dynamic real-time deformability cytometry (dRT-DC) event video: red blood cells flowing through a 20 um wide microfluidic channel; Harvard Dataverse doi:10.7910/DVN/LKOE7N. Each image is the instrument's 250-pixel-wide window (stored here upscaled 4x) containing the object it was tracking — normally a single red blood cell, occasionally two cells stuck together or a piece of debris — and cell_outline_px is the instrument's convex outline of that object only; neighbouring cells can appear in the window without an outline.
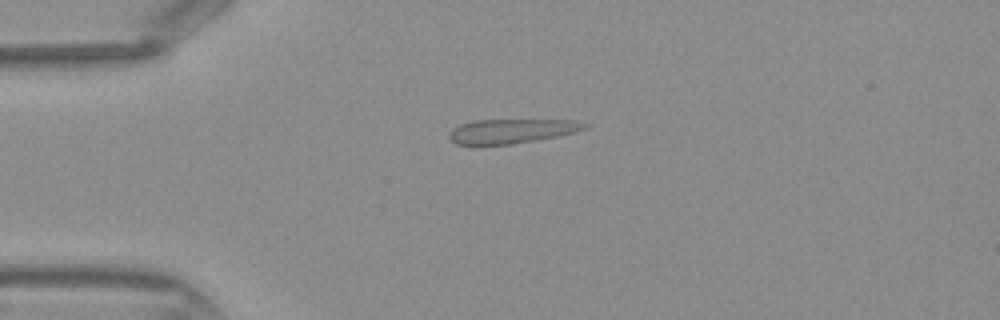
{"species": "Egyptian fruit bat (a non-hibernating species)", "species_latin": "Rousettus aegyptiacus", "temperature_condition": "warm", "stored_images_in_passage": 34, "camera_frame_rate_fps": 3000, "um_per_image_px": 0.085, "frame": {"image": 1, "passage_image": 1, "time_ms": 0.0, "image_size_px": [1000, 320], "cell_outline_px": [[588, 124], [584, 128], [576, 132], [536, 140], [512, 144], [476, 148], [456, 144], [448, 136], [452, 128], [460, 124], [476, 120], [576, 120]], "centroid_in_image_um": [43.37, 11.18], "position_along_channel_um": 41.6, "area_um2": 19.77}}
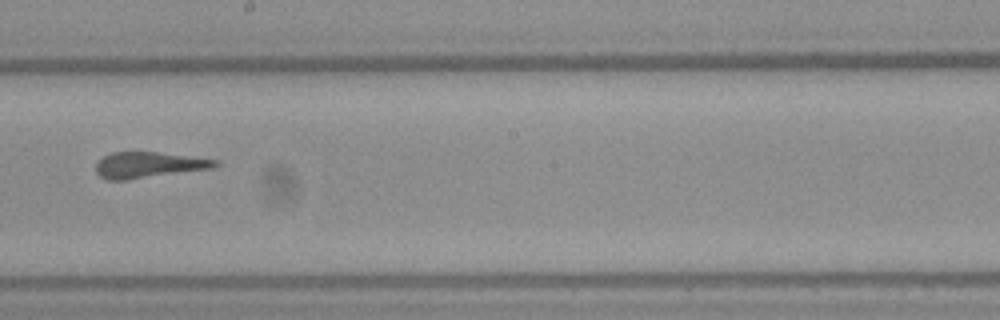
{"frame": {"image": 2, "passage_image": 15, "time_ms": 4.667, "image_size_px": [1000, 320], "cell_outline_px": [[220, 164], [212, 168], [128, 180], [108, 180], [100, 176], [96, 172], [96, 164], [104, 156], [112, 152], [156, 152], [220, 160]], "centroid_in_image_um": [12.64, 14.02], "position_along_channel_um": 235.6, "area_um2": 17.92}}
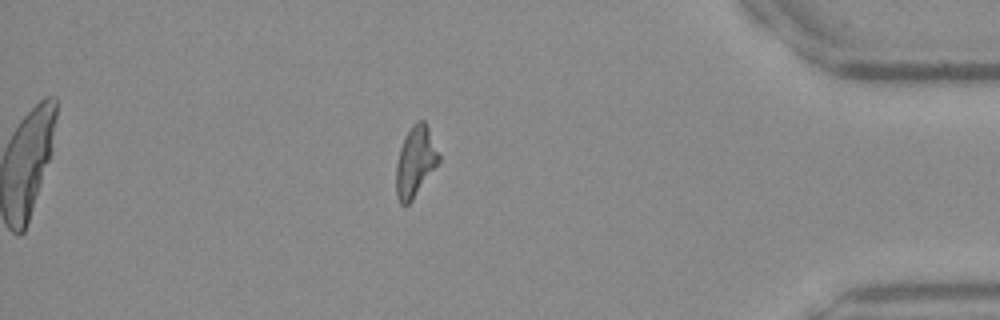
{"frame": {"image": 3, "passage_image": 28, "time_ms": 9.0, "image_size_px": [1000, 320], "cell_outline_px": [[440, 160], [412, 200], [404, 208], [400, 204], [396, 196], [396, 164], [400, 148], [404, 136], [412, 124], [416, 120], [424, 120], [428, 128], [440, 156]], "centroid_in_image_um": [35.27, 13.74], "position_along_channel_um": 399.9, "area_um2": 17.46}}